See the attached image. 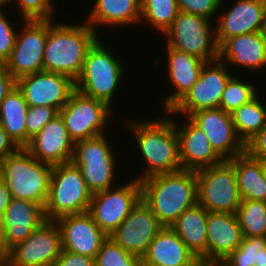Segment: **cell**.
<instances>
[{
    "label": "cell",
    "mask_w": 266,
    "mask_h": 266,
    "mask_svg": "<svg viewBox=\"0 0 266 266\" xmlns=\"http://www.w3.org/2000/svg\"><path fill=\"white\" fill-rule=\"evenodd\" d=\"M158 120L133 121L127 120V129L132 130L136 146L142 159L146 162L145 171L140 177L141 181L147 177L171 173L182 169L179 159V138L171 114ZM172 117V119H170ZM166 118V119H165Z\"/></svg>",
    "instance_id": "cell-1"
},
{
    "label": "cell",
    "mask_w": 266,
    "mask_h": 266,
    "mask_svg": "<svg viewBox=\"0 0 266 266\" xmlns=\"http://www.w3.org/2000/svg\"><path fill=\"white\" fill-rule=\"evenodd\" d=\"M48 20L44 50V71L66 75L76 81L83 69L89 48L99 38L87 22L66 24Z\"/></svg>",
    "instance_id": "cell-2"
},
{
    "label": "cell",
    "mask_w": 266,
    "mask_h": 266,
    "mask_svg": "<svg viewBox=\"0 0 266 266\" xmlns=\"http://www.w3.org/2000/svg\"><path fill=\"white\" fill-rule=\"evenodd\" d=\"M141 199L163 226H171L183 211L197 203L196 171L181 169L140 181Z\"/></svg>",
    "instance_id": "cell-3"
},
{
    "label": "cell",
    "mask_w": 266,
    "mask_h": 266,
    "mask_svg": "<svg viewBox=\"0 0 266 266\" xmlns=\"http://www.w3.org/2000/svg\"><path fill=\"white\" fill-rule=\"evenodd\" d=\"M53 165L41 162L24 147L0 161V178L12 198L33 201L44 208Z\"/></svg>",
    "instance_id": "cell-4"
},
{
    "label": "cell",
    "mask_w": 266,
    "mask_h": 266,
    "mask_svg": "<svg viewBox=\"0 0 266 266\" xmlns=\"http://www.w3.org/2000/svg\"><path fill=\"white\" fill-rule=\"evenodd\" d=\"M101 43L98 38L89 48L82 72L75 81V89L112 107L117 87L126 71L123 63Z\"/></svg>",
    "instance_id": "cell-5"
},
{
    "label": "cell",
    "mask_w": 266,
    "mask_h": 266,
    "mask_svg": "<svg viewBox=\"0 0 266 266\" xmlns=\"http://www.w3.org/2000/svg\"><path fill=\"white\" fill-rule=\"evenodd\" d=\"M92 195L79 167L72 162L54 165L44 206L46 220L88 211Z\"/></svg>",
    "instance_id": "cell-6"
},
{
    "label": "cell",
    "mask_w": 266,
    "mask_h": 266,
    "mask_svg": "<svg viewBox=\"0 0 266 266\" xmlns=\"http://www.w3.org/2000/svg\"><path fill=\"white\" fill-rule=\"evenodd\" d=\"M108 141L104 134L74 143L71 162L81 169L83 179L93 194L115 187L113 182L118 165Z\"/></svg>",
    "instance_id": "cell-7"
},
{
    "label": "cell",
    "mask_w": 266,
    "mask_h": 266,
    "mask_svg": "<svg viewBox=\"0 0 266 266\" xmlns=\"http://www.w3.org/2000/svg\"><path fill=\"white\" fill-rule=\"evenodd\" d=\"M197 203L208 212L235 214L241 204L237 178L228 160L196 171Z\"/></svg>",
    "instance_id": "cell-8"
},
{
    "label": "cell",
    "mask_w": 266,
    "mask_h": 266,
    "mask_svg": "<svg viewBox=\"0 0 266 266\" xmlns=\"http://www.w3.org/2000/svg\"><path fill=\"white\" fill-rule=\"evenodd\" d=\"M204 17L179 12L164 33L169 48L186 52L205 62L218 59L215 26ZM213 25V26H212Z\"/></svg>",
    "instance_id": "cell-9"
},
{
    "label": "cell",
    "mask_w": 266,
    "mask_h": 266,
    "mask_svg": "<svg viewBox=\"0 0 266 266\" xmlns=\"http://www.w3.org/2000/svg\"><path fill=\"white\" fill-rule=\"evenodd\" d=\"M111 107L76 89L58 111L73 143L106 134L105 126L113 117ZM111 116V117H110ZM110 119V120H109Z\"/></svg>",
    "instance_id": "cell-10"
},
{
    "label": "cell",
    "mask_w": 266,
    "mask_h": 266,
    "mask_svg": "<svg viewBox=\"0 0 266 266\" xmlns=\"http://www.w3.org/2000/svg\"><path fill=\"white\" fill-rule=\"evenodd\" d=\"M140 199L141 184L135 178L123 185L118 184L116 187L94 193L88 212L99 228L109 236L125 220Z\"/></svg>",
    "instance_id": "cell-11"
},
{
    "label": "cell",
    "mask_w": 266,
    "mask_h": 266,
    "mask_svg": "<svg viewBox=\"0 0 266 266\" xmlns=\"http://www.w3.org/2000/svg\"><path fill=\"white\" fill-rule=\"evenodd\" d=\"M62 239L54 220H46L23 242L4 255L8 266H52L62 252Z\"/></svg>",
    "instance_id": "cell-12"
},
{
    "label": "cell",
    "mask_w": 266,
    "mask_h": 266,
    "mask_svg": "<svg viewBox=\"0 0 266 266\" xmlns=\"http://www.w3.org/2000/svg\"><path fill=\"white\" fill-rule=\"evenodd\" d=\"M23 31L16 35L9 59L4 63L15 80L44 71V50L48 20H24Z\"/></svg>",
    "instance_id": "cell-13"
},
{
    "label": "cell",
    "mask_w": 266,
    "mask_h": 266,
    "mask_svg": "<svg viewBox=\"0 0 266 266\" xmlns=\"http://www.w3.org/2000/svg\"><path fill=\"white\" fill-rule=\"evenodd\" d=\"M231 76L226 63L219 59L206 62L192 89L165 114L177 116L179 113L188 117L201 109L219 108L222 93Z\"/></svg>",
    "instance_id": "cell-14"
},
{
    "label": "cell",
    "mask_w": 266,
    "mask_h": 266,
    "mask_svg": "<svg viewBox=\"0 0 266 266\" xmlns=\"http://www.w3.org/2000/svg\"><path fill=\"white\" fill-rule=\"evenodd\" d=\"M16 86L29 107L46 106L59 111L75 90V81L63 74L41 71L17 79Z\"/></svg>",
    "instance_id": "cell-15"
},
{
    "label": "cell",
    "mask_w": 266,
    "mask_h": 266,
    "mask_svg": "<svg viewBox=\"0 0 266 266\" xmlns=\"http://www.w3.org/2000/svg\"><path fill=\"white\" fill-rule=\"evenodd\" d=\"M163 227L151 208L140 199L109 237L124 250L142 257Z\"/></svg>",
    "instance_id": "cell-16"
},
{
    "label": "cell",
    "mask_w": 266,
    "mask_h": 266,
    "mask_svg": "<svg viewBox=\"0 0 266 266\" xmlns=\"http://www.w3.org/2000/svg\"><path fill=\"white\" fill-rule=\"evenodd\" d=\"M188 118L205 133L211 147L223 160L245 151V145L235 132L231 113L209 108L195 111Z\"/></svg>",
    "instance_id": "cell-17"
},
{
    "label": "cell",
    "mask_w": 266,
    "mask_h": 266,
    "mask_svg": "<svg viewBox=\"0 0 266 266\" xmlns=\"http://www.w3.org/2000/svg\"><path fill=\"white\" fill-rule=\"evenodd\" d=\"M61 233L62 249L96 257L108 236L95 223L88 211L62 216L55 220Z\"/></svg>",
    "instance_id": "cell-18"
},
{
    "label": "cell",
    "mask_w": 266,
    "mask_h": 266,
    "mask_svg": "<svg viewBox=\"0 0 266 266\" xmlns=\"http://www.w3.org/2000/svg\"><path fill=\"white\" fill-rule=\"evenodd\" d=\"M24 148L39 161L54 166L71 162L74 143L58 114Z\"/></svg>",
    "instance_id": "cell-19"
},
{
    "label": "cell",
    "mask_w": 266,
    "mask_h": 266,
    "mask_svg": "<svg viewBox=\"0 0 266 266\" xmlns=\"http://www.w3.org/2000/svg\"><path fill=\"white\" fill-rule=\"evenodd\" d=\"M45 221L42 206L33 201L12 198L4 213L2 255L25 241Z\"/></svg>",
    "instance_id": "cell-20"
},
{
    "label": "cell",
    "mask_w": 266,
    "mask_h": 266,
    "mask_svg": "<svg viewBox=\"0 0 266 266\" xmlns=\"http://www.w3.org/2000/svg\"><path fill=\"white\" fill-rule=\"evenodd\" d=\"M182 126L173 119L179 138V159L182 169L198 171L220 164L223 159L211 147L205 133L188 117Z\"/></svg>",
    "instance_id": "cell-21"
},
{
    "label": "cell",
    "mask_w": 266,
    "mask_h": 266,
    "mask_svg": "<svg viewBox=\"0 0 266 266\" xmlns=\"http://www.w3.org/2000/svg\"><path fill=\"white\" fill-rule=\"evenodd\" d=\"M206 262H222L241 244L243 235L235 214L208 212Z\"/></svg>",
    "instance_id": "cell-22"
},
{
    "label": "cell",
    "mask_w": 266,
    "mask_h": 266,
    "mask_svg": "<svg viewBox=\"0 0 266 266\" xmlns=\"http://www.w3.org/2000/svg\"><path fill=\"white\" fill-rule=\"evenodd\" d=\"M224 11L217 14L219 21L215 25L218 47L228 38L261 32L263 0H237L233 7Z\"/></svg>",
    "instance_id": "cell-23"
},
{
    "label": "cell",
    "mask_w": 266,
    "mask_h": 266,
    "mask_svg": "<svg viewBox=\"0 0 266 266\" xmlns=\"http://www.w3.org/2000/svg\"><path fill=\"white\" fill-rule=\"evenodd\" d=\"M218 59L247 70H262L266 67V36L251 32L226 39L218 47Z\"/></svg>",
    "instance_id": "cell-24"
},
{
    "label": "cell",
    "mask_w": 266,
    "mask_h": 266,
    "mask_svg": "<svg viewBox=\"0 0 266 266\" xmlns=\"http://www.w3.org/2000/svg\"><path fill=\"white\" fill-rule=\"evenodd\" d=\"M166 48L168 54V82L172 83L175 88L171 95L168 94L163 98L165 112L171 110L192 89V86L200 78L203 66L206 63L186 52L169 48L167 45Z\"/></svg>",
    "instance_id": "cell-25"
},
{
    "label": "cell",
    "mask_w": 266,
    "mask_h": 266,
    "mask_svg": "<svg viewBox=\"0 0 266 266\" xmlns=\"http://www.w3.org/2000/svg\"><path fill=\"white\" fill-rule=\"evenodd\" d=\"M199 261L170 226L158 232L142 256L143 266H195Z\"/></svg>",
    "instance_id": "cell-26"
},
{
    "label": "cell",
    "mask_w": 266,
    "mask_h": 266,
    "mask_svg": "<svg viewBox=\"0 0 266 266\" xmlns=\"http://www.w3.org/2000/svg\"><path fill=\"white\" fill-rule=\"evenodd\" d=\"M85 21L97 32L99 26L141 23V0H95ZM98 28L96 29V27Z\"/></svg>",
    "instance_id": "cell-27"
},
{
    "label": "cell",
    "mask_w": 266,
    "mask_h": 266,
    "mask_svg": "<svg viewBox=\"0 0 266 266\" xmlns=\"http://www.w3.org/2000/svg\"><path fill=\"white\" fill-rule=\"evenodd\" d=\"M208 211L200 204L186 209L170 226L185 245L203 262H206Z\"/></svg>",
    "instance_id": "cell-28"
},
{
    "label": "cell",
    "mask_w": 266,
    "mask_h": 266,
    "mask_svg": "<svg viewBox=\"0 0 266 266\" xmlns=\"http://www.w3.org/2000/svg\"><path fill=\"white\" fill-rule=\"evenodd\" d=\"M228 161L233 165L241 200L266 202V180L261 160L251 157L246 151Z\"/></svg>",
    "instance_id": "cell-29"
},
{
    "label": "cell",
    "mask_w": 266,
    "mask_h": 266,
    "mask_svg": "<svg viewBox=\"0 0 266 266\" xmlns=\"http://www.w3.org/2000/svg\"><path fill=\"white\" fill-rule=\"evenodd\" d=\"M29 106L15 85L0 103V125L18 147L26 146L25 118Z\"/></svg>",
    "instance_id": "cell-30"
},
{
    "label": "cell",
    "mask_w": 266,
    "mask_h": 266,
    "mask_svg": "<svg viewBox=\"0 0 266 266\" xmlns=\"http://www.w3.org/2000/svg\"><path fill=\"white\" fill-rule=\"evenodd\" d=\"M260 95L231 112L235 132L246 145L266 126V104Z\"/></svg>",
    "instance_id": "cell-31"
},
{
    "label": "cell",
    "mask_w": 266,
    "mask_h": 266,
    "mask_svg": "<svg viewBox=\"0 0 266 266\" xmlns=\"http://www.w3.org/2000/svg\"><path fill=\"white\" fill-rule=\"evenodd\" d=\"M243 237H266V202L242 200L236 213Z\"/></svg>",
    "instance_id": "cell-32"
},
{
    "label": "cell",
    "mask_w": 266,
    "mask_h": 266,
    "mask_svg": "<svg viewBox=\"0 0 266 266\" xmlns=\"http://www.w3.org/2000/svg\"><path fill=\"white\" fill-rule=\"evenodd\" d=\"M178 13L177 0H141L140 22H147L163 36Z\"/></svg>",
    "instance_id": "cell-33"
},
{
    "label": "cell",
    "mask_w": 266,
    "mask_h": 266,
    "mask_svg": "<svg viewBox=\"0 0 266 266\" xmlns=\"http://www.w3.org/2000/svg\"><path fill=\"white\" fill-rule=\"evenodd\" d=\"M222 262L226 266H266V237H243L239 247Z\"/></svg>",
    "instance_id": "cell-34"
},
{
    "label": "cell",
    "mask_w": 266,
    "mask_h": 266,
    "mask_svg": "<svg viewBox=\"0 0 266 266\" xmlns=\"http://www.w3.org/2000/svg\"><path fill=\"white\" fill-rule=\"evenodd\" d=\"M255 87L252 82H244L241 77L232 75L222 93L219 108L228 113L233 112L259 95Z\"/></svg>",
    "instance_id": "cell-35"
},
{
    "label": "cell",
    "mask_w": 266,
    "mask_h": 266,
    "mask_svg": "<svg viewBox=\"0 0 266 266\" xmlns=\"http://www.w3.org/2000/svg\"><path fill=\"white\" fill-rule=\"evenodd\" d=\"M95 266H143L142 257L124 250L109 236L95 257Z\"/></svg>",
    "instance_id": "cell-36"
},
{
    "label": "cell",
    "mask_w": 266,
    "mask_h": 266,
    "mask_svg": "<svg viewBox=\"0 0 266 266\" xmlns=\"http://www.w3.org/2000/svg\"><path fill=\"white\" fill-rule=\"evenodd\" d=\"M17 3L22 20H52L54 12L52 0H7V4Z\"/></svg>",
    "instance_id": "cell-37"
},
{
    "label": "cell",
    "mask_w": 266,
    "mask_h": 266,
    "mask_svg": "<svg viewBox=\"0 0 266 266\" xmlns=\"http://www.w3.org/2000/svg\"><path fill=\"white\" fill-rule=\"evenodd\" d=\"M56 115H58V111L51 107H29L25 118L26 145L29 143L30 139L37 135Z\"/></svg>",
    "instance_id": "cell-38"
},
{
    "label": "cell",
    "mask_w": 266,
    "mask_h": 266,
    "mask_svg": "<svg viewBox=\"0 0 266 266\" xmlns=\"http://www.w3.org/2000/svg\"><path fill=\"white\" fill-rule=\"evenodd\" d=\"M225 0H177L179 12H185L215 20ZM214 16V17H213ZM212 17V18H211Z\"/></svg>",
    "instance_id": "cell-39"
},
{
    "label": "cell",
    "mask_w": 266,
    "mask_h": 266,
    "mask_svg": "<svg viewBox=\"0 0 266 266\" xmlns=\"http://www.w3.org/2000/svg\"><path fill=\"white\" fill-rule=\"evenodd\" d=\"M5 13L0 9V65L9 59L17 35V28L13 27Z\"/></svg>",
    "instance_id": "cell-40"
},
{
    "label": "cell",
    "mask_w": 266,
    "mask_h": 266,
    "mask_svg": "<svg viewBox=\"0 0 266 266\" xmlns=\"http://www.w3.org/2000/svg\"><path fill=\"white\" fill-rule=\"evenodd\" d=\"M52 266H95V259L89 256L62 250Z\"/></svg>",
    "instance_id": "cell-41"
},
{
    "label": "cell",
    "mask_w": 266,
    "mask_h": 266,
    "mask_svg": "<svg viewBox=\"0 0 266 266\" xmlns=\"http://www.w3.org/2000/svg\"><path fill=\"white\" fill-rule=\"evenodd\" d=\"M245 151L255 159L266 160V126L245 145Z\"/></svg>",
    "instance_id": "cell-42"
},
{
    "label": "cell",
    "mask_w": 266,
    "mask_h": 266,
    "mask_svg": "<svg viewBox=\"0 0 266 266\" xmlns=\"http://www.w3.org/2000/svg\"><path fill=\"white\" fill-rule=\"evenodd\" d=\"M16 85V80L4 65H0V103Z\"/></svg>",
    "instance_id": "cell-43"
},
{
    "label": "cell",
    "mask_w": 266,
    "mask_h": 266,
    "mask_svg": "<svg viewBox=\"0 0 266 266\" xmlns=\"http://www.w3.org/2000/svg\"><path fill=\"white\" fill-rule=\"evenodd\" d=\"M18 148L19 147L0 125V161L5 159L8 155L14 153Z\"/></svg>",
    "instance_id": "cell-44"
},
{
    "label": "cell",
    "mask_w": 266,
    "mask_h": 266,
    "mask_svg": "<svg viewBox=\"0 0 266 266\" xmlns=\"http://www.w3.org/2000/svg\"><path fill=\"white\" fill-rule=\"evenodd\" d=\"M12 195L8 186L0 178V212H4L11 203Z\"/></svg>",
    "instance_id": "cell-45"
},
{
    "label": "cell",
    "mask_w": 266,
    "mask_h": 266,
    "mask_svg": "<svg viewBox=\"0 0 266 266\" xmlns=\"http://www.w3.org/2000/svg\"><path fill=\"white\" fill-rule=\"evenodd\" d=\"M4 234V212H0V253L2 254V240Z\"/></svg>",
    "instance_id": "cell-46"
},
{
    "label": "cell",
    "mask_w": 266,
    "mask_h": 266,
    "mask_svg": "<svg viewBox=\"0 0 266 266\" xmlns=\"http://www.w3.org/2000/svg\"><path fill=\"white\" fill-rule=\"evenodd\" d=\"M261 32L266 36V0H263V17H262Z\"/></svg>",
    "instance_id": "cell-47"
},
{
    "label": "cell",
    "mask_w": 266,
    "mask_h": 266,
    "mask_svg": "<svg viewBox=\"0 0 266 266\" xmlns=\"http://www.w3.org/2000/svg\"><path fill=\"white\" fill-rule=\"evenodd\" d=\"M262 172L266 180V160H261Z\"/></svg>",
    "instance_id": "cell-48"
},
{
    "label": "cell",
    "mask_w": 266,
    "mask_h": 266,
    "mask_svg": "<svg viewBox=\"0 0 266 266\" xmlns=\"http://www.w3.org/2000/svg\"><path fill=\"white\" fill-rule=\"evenodd\" d=\"M195 266H214V263L199 261Z\"/></svg>",
    "instance_id": "cell-49"
},
{
    "label": "cell",
    "mask_w": 266,
    "mask_h": 266,
    "mask_svg": "<svg viewBox=\"0 0 266 266\" xmlns=\"http://www.w3.org/2000/svg\"><path fill=\"white\" fill-rule=\"evenodd\" d=\"M7 5V0H0V9H3V7H6Z\"/></svg>",
    "instance_id": "cell-50"
},
{
    "label": "cell",
    "mask_w": 266,
    "mask_h": 266,
    "mask_svg": "<svg viewBox=\"0 0 266 266\" xmlns=\"http://www.w3.org/2000/svg\"><path fill=\"white\" fill-rule=\"evenodd\" d=\"M4 263V256L0 253V266Z\"/></svg>",
    "instance_id": "cell-51"
},
{
    "label": "cell",
    "mask_w": 266,
    "mask_h": 266,
    "mask_svg": "<svg viewBox=\"0 0 266 266\" xmlns=\"http://www.w3.org/2000/svg\"><path fill=\"white\" fill-rule=\"evenodd\" d=\"M214 266H226L223 262H216Z\"/></svg>",
    "instance_id": "cell-52"
},
{
    "label": "cell",
    "mask_w": 266,
    "mask_h": 266,
    "mask_svg": "<svg viewBox=\"0 0 266 266\" xmlns=\"http://www.w3.org/2000/svg\"><path fill=\"white\" fill-rule=\"evenodd\" d=\"M1 266H8L5 262Z\"/></svg>",
    "instance_id": "cell-53"
}]
</instances>
